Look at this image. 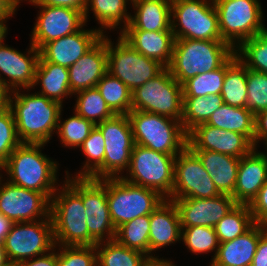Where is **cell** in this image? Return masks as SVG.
I'll use <instances>...</instances> for the list:
<instances>
[{
  "mask_svg": "<svg viewBox=\"0 0 267 266\" xmlns=\"http://www.w3.org/2000/svg\"><path fill=\"white\" fill-rule=\"evenodd\" d=\"M73 96L76 98L74 111L84 119L91 121L94 125L116 115L106 104L96 87L79 91Z\"/></svg>",
  "mask_w": 267,
  "mask_h": 266,
  "instance_id": "cell-34",
  "label": "cell"
},
{
  "mask_svg": "<svg viewBox=\"0 0 267 266\" xmlns=\"http://www.w3.org/2000/svg\"><path fill=\"white\" fill-rule=\"evenodd\" d=\"M21 143L17 135L13 112L7 105L0 112V168Z\"/></svg>",
  "mask_w": 267,
  "mask_h": 266,
  "instance_id": "cell-45",
  "label": "cell"
},
{
  "mask_svg": "<svg viewBox=\"0 0 267 266\" xmlns=\"http://www.w3.org/2000/svg\"><path fill=\"white\" fill-rule=\"evenodd\" d=\"M266 225L255 223L237 238L219 244L216 256L208 266H251L260 235Z\"/></svg>",
  "mask_w": 267,
  "mask_h": 266,
  "instance_id": "cell-24",
  "label": "cell"
},
{
  "mask_svg": "<svg viewBox=\"0 0 267 266\" xmlns=\"http://www.w3.org/2000/svg\"><path fill=\"white\" fill-rule=\"evenodd\" d=\"M220 94L225 104L246 107L247 67L235 53L226 61V74Z\"/></svg>",
  "mask_w": 267,
  "mask_h": 266,
  "instance_id": "cell-31",
  "label": "cell"
},
{
  "mask_svg": "<svg viewBox=\"0 0 267 266\" xmlns=\"http://www.w3.org/2000/svg\"><path fill=\"white\" fill-rule=\"evenodd\" d=\"M62 111L60 112L57 127V137L60 139V143L63 147L79 148L83 142L88 138L90 132L96 127L91 121L84 119L73 111V116H69L67 119H63ZM63 119L64 121H61Z\"/></svg>",
  "mask_w": 267,
  "mask_h": 266,
  "instance_id": "cell-40",
  "label": "cell"
},
{
  "mask_svg": "<svg viewBox=\"0 0 267 266\" xmlns=\"http://www.w3.org/2000/svg\"><path fill=\"white\" fill-rule=\"evenodd\" d=\"M44 146L46 143H21L0 172L6 173L10 183L44 193L51 200L59 185V163L41 152Z\"/></svg>",
  "mask_w": 267,
  "mask_h": 266,
  "instance_id": "cell-3",
  "label": "cell"
},
{
  "mask_svg": "<svg viewBox=\"0 0 267 266\" xmlns=\"http://www.w3.org/2000/svg\"><path fill=\"white\" fill-rule=\"evenodd\" d=\"M248 206L254 222L267 226V181Z\"/></svg>",
  "mask_w": 267,
  "mask_h": 266,
  "instance_id": "cell-48",
  "label": "cell"
},
{
  "mask_svg": "<svg viewBox=\"0 0 267 266\" xmlns=\"http://www.w3.org/2000/svg\"><path fill=\"white\" fill-rule=\"evenodd\" d=\"M16 10L11 6L9 0H0V20L8 21L15 15Z\"/></svg>",
  "mask_w": 267,
  "mask_h": 266,
  "instance_id": "cell-54",
  "label": "cell"
},
{
  "mask_svg": "<svg viewBox=\"0 0 267 266\" xmlns=\"http://www.w3.org/2000/svg\"><path fill=\"white\" fill-rule=\"evenodd\" d=\"M106 35L103 34L102 38L87 53L68 68L72 95L96 87L107 73Z\"/></svg>",
  "mask_w": 267,
  "mask_h": 266,
  "instance_id": "cell-21",
  "label": "cell"
},
{
  "mask_svg": "<svg viewBox=\"0 0 267 266\" xmlns=\"http://www.w3.org/2000/svg\"><path fill=\"white\" fill-rule=\"evenodd\" d=\"M8 21H1L0 20V43L5 40L7 37L6 35L8 34V26L7 23Z\"/></svg>",
  "mask_w": 267,
  "mask_h": 266,
  "instance_id": "cell-57",
  "label": "cell"
},
{
  "mask_svg": "<svg viewBox=\"0 0 267 266\" xmlns=\"http://www.w3.org/2000/svg\"><path fill=\"white\" fill-rule=\"evenodd\" d=\"M260 142L267 144V109L255 115L254 148H260Z\"/></svg>",
  "mask_w": 267,
  "mask_h": 266,
  "instance_id": "cell-49",
  "label": "cell"
},
{
  "mask_svg": "<svg viewBox=\"0 0 267 266\" xmlns=\"http://www.w3.org/2000/svg\"><path fill=\"white\" fill-rule=\"evenodd\" d=\"M234 53L248 69L267 74V30L243 41Z\"/></svg>",
  "mask_w": 267,
  "mask_h": 266,
  "instance_id": "cell-41",
  "label": "cell"
},
{
  "mask_svg": "<svg viewBox=\"0 0 267 266\" xmlns=\"http://www.w3.org/2000/svg\"><path fill=\"white\" fill-rule=\"evenodd\" d=\"M98 266H139L145 254L120 245L115 240L98 242L96 245Z\"/></svg>",
  "mask_w": 267,
  "mask_h": 266,
  "instance_id": "cell-39",
  "label": "cell"
},
{
  "mask_svg": "<svg viewBox=\"0 0 267 266\" xmlns=\"http://www.w3.org/2000/svg\"><path fill=\"white\" fill-rule=\"evenodd\" d=\"M132 110L144 111L181 121L183 114V90L164 68L132 92Z\"/></svg>",
  "mask_w": 267,
  "mask_h": 266,
  "instance_id": "cell-11",
  "label": "cell"
},
{
  "mask_svg": "<svg viewBox=\"0 0 267 266\" xmlns=\"http://www.w3.org/2000/svg\"><path fill=\"white\" fill-rule=\"evenodd\" d=\"M226 74V62L211 72L200 73L182 84L183 97L220 94Z\"/></svg>",
  "mask_w": 267,
  "mask_h": 266,
  "instance_id": "cell-43",
  "label": "cell"
},
{
  "mask_svg": "<svg viewBox=\"0 0 267 266\" xmlns=\"http://www.w3.org/2000/svg\"><path fill=\"white\" fill-rule=\"evenodd\" d=\"M89 234L97 241H112L115 238V227L110 217L87 216Z\"/></svg>",
  "mask_w": 267,
  "mask_h": 266,
  "instance_id": "cell-47",
  "label": "cell"
},
{
  "mask_svg": "<svg viewBox=\"0 0 267 266\" xmlns=\"http://www.w3.org/2000/svg\"><path fill=\"white\" fill-rule=\"evenodd\" d=\"M267 181V159L258 148L240 158L232 195L237 204L249 205Z\"/></svg>",
  "mask_w": 267,
  "mask_h": 266,
  "instance_id": "cell-22",
  "label": "cell"
},
{
  "mask_svg": "<svg viewBox=\"0 0 267 266\" xmlns=\"http://www.w3.org/2000/svg\"><path fill=\"white\" fill-rule=\"evenodd\" d=\"M139 266H176L169 258H159V255H145Z\"/></svg>",
  "mask_w": 267,
  "mask_h": 266,
  "instance_id": "cell-53",
  "label": "cell"
},
{
  "mask_svg": "<svg viewBox=\"0 0 267 266\" xmlns=\"http://www.w3.org/2000/svg\"><path fill=\"white\" fill-rule=\"evenodd\" d=\"M127 115L135 144L169 155H178L187 146L181 121L137 110Z\"/></svg>",
  "mask_w": 267,
  "mask_h": 266,
  "instance_id": "cell-5",
  "label": "cell"
},
{
  "mask_svg": "<svg viewBox=\"0 0 267 266\" xmlns=\"http://www.w3.org/2000/svg\"><path fill=\"white\" fill-rule=\"evenodd\" d=\"M4 41L0 43V88L7 93L32 90L39 50L30 43L27 53H22Z\"/></svg>",
  "mask_w": 267,
  "mask_h": 266,
  "instance_id": "cell-16",
  "label": "cell"
},
{
  "mask_svg": "<svg viewBox=\"0 0 267 266\" xmlns=\"http://www.w3.org/2000/svg\"><path fill=\"white\" fill-rule=\"evenodd\" d=\"M176 156L134 144L129 168L121 178L154 189L167 199L173 191Z\"/></svg>",
  "mask_w": 267,
  "mask_h": 266,
  "instance_id": "cell-9",
  "label": "cell"
},
{
  "mask_svg": "<svg viewBox=\"0 0 267 266\" xmlns=\"http://www.w3.org/2000/svg\"><path fill=\"white\" fill-rule=\"evenodd\" d=\"M181 241L188 251L193 254H208L212 255V260L216 256L219 240L213 227L206 226H193V227H181Z\"/></svg>",
  "mask_w": 267,
  "mask_h": 266,
  "instance_id": "cell-42",
  "label": "cell"
},
{
  "mask_svg": "<svg viewBox=\"0 0 267 266\" xmlns=\"http://www.w3.org/2000/svg\"><path fill=\"white\" fill-rule=\"evenodd\" d=\"M251 266H267V229L260 235Z\"/></svg>",
  "mask_w": 267,
  "mask_h": 266,
  "instance_id": "cell-52",
  "label": "cell"
},
{
  "mask_svg": "<svg viewBox=\"0 0 267 266\" xmlns=\"http://www.w3.org/2000/svg\"><path fill=\"white\" fill-rule=\"evenodd\" d=\"M65 173L64 183L58 185L50 201L55 245L95 246L98 242L88 232L82 203L81 177H73L68 170Z\"/></svg>",
  "mask_w": 267,
  "mask_h": 266,
  "instance_id": "cell-1",
  "label": "cell"
},
{
  "mask_svg": "<svg viewBox=\"0 0 267 266\" xmlns=\"http://www.w3.org/2000/svg\"><path fill=\"white\" fill-rule=\"evenodd\" d=\"M181 229L176 205L173 201L165 199L150 214L149 255H155L158 249L172 243L181 242Z\"/></svg>",
  "mask_w": 267,
  "mask_h": 266,
  "instance_id": "cell-23",
  "label": "cell"
},
{
  "mask_svg": "<svg viewBox=\"0 0 267 266\" xmlns=\"http://www.w3.org/2000/svg\"><path fill=\"white\" fill-rule=\"evenodd\" d=\"M40 85L37 91L48 99L59 102L61 105L64 99L73 97L69 85L68 68L53 64L46 60H38L35 70L34 87ZM69 96V97H68Z\"/></svg>",
  "mask_w": 267,
  "mask_h": 266,
  "instance_id": "cell-28",
  "label": "cell"
},
{
  "mask_svg": "<svg viewBox=\"0 0 267 266\" xmlns=\"http://www.w3.org/2000/svg\"><path fill=\"white\" fill-rule=\"evenodd\" d=\"M81 198L87 216L110 217L106 178L81 177Z\"/></svg>",
  "mask_w": 267,
  "mask_h": 266,
  "instance_id": "cell-38",
  "label": "cell"
},
{
  "mask_svg": "<svg viewBox=\"0 0 267 266\" xmlns=\"http://www.w3.org/2000/svg\"><path fill=\"white\" fill-rule=\"evenodd\" d=\"M33 6H57L85 12L87 0H39Z\"/></svg>",
  "mask_w": 267,
  "mask_h": 266,
  "instance_id": "cell-51",
  "label": "cell"
},
{
  "mask_svg": "<svg viewBox=\"0 0 267 266\" xmlns=\"http://www.w3.org/2000/svg\"><path fill=\"white\" fill-rule=\"evenodd\" d=\"M116 42L114 44L106 36L107 72L122 81L132 92L165 68L158 61L137 52L120 35Z\"/></svg>",
  "mask_w": 267,
  "mask_h": 266,
  "instance_id": "cell-10",
  "label": "cell"
},
{
  "mask_svg": "<svg viewBox=\"0 0 267 266\" xmlns=\"http://www.w3.org/2000/svg\"><path fill=\"white\" fill-rule=\"evenodd\" d=\"M3 246L12 266L48 253L55 248L51 219L13 223Z\"/></svg>",
  "mask_w": 267,
  "mask_h": 266,
  "instance_id": "cell-12",
  "label": "cell"
},
{
  "mask_svg": "<svg viewBox=\"0 0 267 266\" xmlns=\"http://www.w3.org/2000/svg\"><path fill=\"white\" fill-rule=\"evenodd\" d=\"M55 248L57 266H98L95 246L55 245Z\"/></svg>",
  "mask_w": 267,
  "mask_h": 266,
  "instance_id": "cell-46",
  "label": "cell"
},
{
  "mask_svg": "<svg viewBox=\"0 0 267 266\" xmlns=\"http://www.w3.org/2000/svg\"><path fill=\"white\" fill-rule=\"evenodd\" d=\"M212 178L220 194L232 196L237 180L240 158L207 150H192Z\"/></svg>",
  "mask_w": 267,
  "mask_h": 266,
  "instance_id": "cell-27",
  "label": "cell"
},
{
  "mask_svg": "<svg viewBox=\"0 0 267 266\" xmlns=\"http://www.w3.org/2000/svg\"><path fill=\"white\" fill-rule=\"evenodd\" d=\"M223 102L221 94L207 96L183 97V114L181 124L186 133L195 126L206 123L210 116L219 109Z\"/></svg>",
  "mask_w": 267,
  "mask_h": 266,
  "instance_id": "cell-32",
  "label": "cell"
},
{
  "mask_svg": "<svg viewBox=\"0 0 267 266\" xmlns=\"http://www.w3.org/2000/svg\"><path fill=\"white\" fill-rule=\"evenodd\" d=\"M246 108L254 115L267 109V74L247 68Z\"/></svg>",
  "mask_w": 267,
  "mask_h": 266,
  "instance_id": "cell-44",
  "label": "cell"
},
{
  "mask_svg": "<svg viewBox=\"0 0 267 266\" xmlns=\"http://www.w3.org/2000/svg\"><path fill=\"white\" fill-rule=\"evenodd\" d=\"M176 205L181 227L215 225L237 204L232 196L220 194L211 198L168 199Z\"/></svg>",
  "mask_w": 267,
  "mask_h": 266,
  "instance_id": "cell-18",
  "label": "cell"
},
{
  "mask_svg": "<svg viewBox=\"0 0 267 266\" xmlns=\"http://www.w3.org/2000/svg\"><path fill=\"white\" fill-rule=\"evenodd\" d=\"M2 175L0 172V213L13 223L51 219V200L44 193L14 185Z\"/></svg>",
  "mask_w": 267,
  "mask_h": 266,
  "instance_id": "cell-15",
  "label": "cell"
},
{
  "mask_svg": "<svg viewBox=\"0 0 267 266\" xmlns=\"http://www.w3.org/2000/svg\"><path fill=\"white\" fill-rule=\"evenodd\" d=\"M52 40L39 49V60H46L56 65L69 68L87 53L103 36L96 29H84Z\"/></svg>",
  "mask_w": 267,
  "mask_h": 266,
  "instance_id": "cell-20",
  "label": "cell"
},
{
  "mask_svg": "<svg viewBox=\"0 0 267 266\" xmlns=\"http://www.w3.org/2000/svg\"><path fill=\"white\" fill-rule=\"evenodd\" d=\"M220 195L198 156L186 146L176 157L172 194L167 199L211 198Z\"/></svg>",
  "mask_w": 267,
  "mask_h": 266,
  "instance_id": "cell-14",
  "label": "cell"
},
{
  "mask_svg": "<svg viewBox=\"0 0 267 266\" xmlns=\"http://www.w3.org/2000/svg\"><path fill=\"white\" fill-rule=\"evenodd\" d=\"M107 202L115 227L150 215L166 199L158 191L132 184L121 177L106 178Z\"/></svg>",
  "mask_w": 267,
  "mask_h": 266,
  "instance_id": "cell-7",
  "label": "cell"
},
{
  "mask_svg": "<svg viewBox=\"0 0 267 266\" xmlns=\"http://www.w3.org/2000/svg\"><path fill=\"white\" fill-rule=\"evenodd\" d=\"M40 10L34 23L30 43L38 50L46 43L73 34L86 26L84 13L80 10L36 6Z\"/></svg>",
  "mask_w": 267,
  "mask_h": 266,
  "instance_id": "cell-17",
  "label": "cell"
},
{
  "mask_svg": "<svg viewBox=\"0 0 267 266\" xmlns=\"http://www.w3.org/2000/svg\"><path fill=\"white\" fill-rule=\"evenodd\" d=\"M8 105V93L0 91V112Z\"/></svg>",
  "mask_w": 267,
  "mask_h": 266,
  "instance_id": "cell-58",
  "label": "cell"
},
{
  "mask_svg": "<svg viewBox=\"0 0 267 266\" xmlns=\"http://www.w3.org/2000/svg\"><path fill=\"white\" fill-rule=\"evenodd\" d=\"M233 54L234 49L222 40L175 39L167 68L182 85L200 73L220 68Z\"/></svg>",
  "mask_w": 267,
  "mask_h": 266,
  "instance_id": "cell-4",
  "label": "cell"
},
{
  "mask_svg": "<svg viewBox=\"0 0 267 266\" xmlns=\"http://www.w3.org/2000/svg\"><path fill=\"white\" fill-rule=\"evenodd\" d=\"M96 127L105 140L103 179L122 177L129 168L135 144L128 115H115L100 122Z\"/></svg>",
  "mask_w": 267,
  "mask_h": 266,
  "instance_id": "cell-13",
  "label": "cell"
},
{
  "mask_svg": "<svg viewBox=\"0 0 267 266\" xmlns=\"http://www.w3.org/2000/svg\"><path fill=\"white\" fill-rule=\"evenodd\" d=\"M0 266H12L9 262L4 246L0 244Z\"/></svg>",
  "mask_w": 267,
  "mask_h": 266,
  "instance_id": "cell-56",
  "label": "cell"
},
{
  "mask_svg": "<svg viewBox=\"0 0 267 266\" xmlns=\"http://www.w3.org/2000/svg\"><path fill=\"white\" fill-rule=\"evenodd\" d=\"M96 88L116 115H127L132 110V91L118 78L107 72Z\"/></svg>",
  "mask_w": 267,
  "mask_h": 266,
  "instance_id": "cell-36",
  "label": "cell"
},
{
  "mask_svg": "<svg viewBox=\"0 0 267 266\" xmlns=\"http://www.w3.org/2000/svg\"><path fill=\"white\" fill-rule=\"evenodd\" d=\"M134 15L123 30L172 31L171 0H132Z\"/></svg>",
  "mask_w": 267,
  "mask_h": 266,
  "instance_id": "cell-26",
  "label": "cell"
},
{
  "mask_svg": "<svg viewBox=\"0 0 267 266\" xmlns=\"http://www.w3.org/2000/svg\"><path fill=\"white\" fill-rule=\"evenodd\" d=\"M206 124L242 134L254 146L255 115L246 107H234L224 103L214 111Z\"/></svg>",
  "mask_w": 267,
  "mask_h": 266,
  "instance_id": "cell-30",
  "label": "cell"
},
{
  "mask_svg": "<svg viewBox=\"0 0 267 266\" xmlns=\"http://www.w3.org/2000/svg\"><path fill=\"white\" fill-rule=\"evenodd\" d=\"M187 146L191 150H207L241 158L248 154L253 144L242 134L199 124L187 133Z\"/></svg>",
  "mask_w": 267,
  "mask_h": 266,
  "instance_id": "cell-19",
  "label": "cell"
},
{
  "mask_svg": "<svg viewBox=\"0 0 267 266\" xmlns=\"http://www.w3.org/2000/svg\"><path fill=\"white\" fill-rule=\"evenodd\" d=\"M79 148L87 160L84 161L85 163L83 162L81 170H78L73 177L103 179L105 140L101 131L95 127Z\"/></svg>",
  "mask_w": 267,
  "mask_h": 266,
  "instance_id": "cell-33",
  "label": "cell"
},
{
  "mask_svg": "<svg viewBox=\"0 0 267 266\" xmlns=\"http://www.w3.org/2000/svg\"><path fill=\"white\" fill-rule=\"evenodd\" d=\"M29 91L31 89L8 93V106L14 115L18 138L22 143H50L64 106Z\"/></svg>",
  "mask_w": 267,
  "mask_h": 266,
  "instance_id": "cell-2",
  "label": "cell"
},
{
  "mask_svg": "<svg viewBox=\"0 0 267 266\" xmlns=\"http://www.w3.org/2000/svg\"><path fill=\"white\" fill-rule=\"evenodd\" d=\"M150 215L137 217L116 228L114 240L149 255Z\"/></svg>",
  "mask_w": 267,
  "mask_h": 266,
  "instance_id": "cell-35",
  "label": "cell"
},
{
  "mask_svg": "<svg viewBox=\"0 0 267 266\" xmlns=\"http://www.w3.org/2000/svg\"><path fill=\"white\" fill-rule=\"evenodd\" d=\"M137 52L167 68L172 59L175 38L172 31L122 30L118 33Z\"/></svg>",
  "mask_w": 267,
  "mask_h": 266,
  "instance_id": "cell-25",
  "label": "cell"
},
{
  "mask_svg": "<svg viewBox=\"0 0 267 266\" xmlns=\"http://www.w3.org/2000/svg\"><path fill=\"white\" fill-rule=\"evenodd\" d=\"M15 266H57V252L56 248L48 253L34 258L22 261Z\"/></svg>",
  "mask_w": 267,
  "mask_h": 266,
  "instance_id": "cell-50",
  "label": "cell"
},
{
  "mask_svg": "<svg viewBox=\"0 0 267 266\" xmlns=\"http://www.w3.org/2000/svg\"><path fill=\"white\" fill-rule=\"evenodd\" d=\"M264 145H265V149H266L265 151H266V152L263 151L262 153L265 155V157H266V159H267V144H264Z\"/></svg>",
  "mask_w": 267,
  "mask_h": 266,
  "instance_id": "cell-60",
  "label": "cell"
},
{
  "mask_svg": "<svg viewBox=\"0 0 267 266\" xmlns=\"http://www.w3.org/2000/svg\"><path fill=\"white\" fill-rule=\"evenodd\" d=\"M11 3V6L17 11V8H19V6L21 5L20 3H22L23 1H27L29 2V4H36L38 3L39 0H9Z\"/></svg>",
  "mask_w": 267,
  "mask_h": 266,
  "instance_id": "cell-59",
  "label": "cell"
},
{
  "mask_svg": "<svg viewBox=\"0 0 267 266\" xmlns=\"http://www.w3.org/2000/svg\"><path fill=\"white\" fill-rule=\"evenodd\" d=\"M175 39L222 40L213 0H171Z\"/></svg>",
  "mask_w": 267,
  "mask_h": 266,
  "instance_id": "cell-8",
  "label": "cell"
},
{
  "mask_svg": "<svg viewBox=\"0 0 267 266\" xmlns=\"http://www.w3.org/2000/svg\"><path fill=\"white\" fill-rule=\"evenodd\" d=\"M255 224L248 205L236 204L214 227L219 243L243 235Z\"/></svg>",
  "mask_w": 267,
  "mask_h": 266,
  "instance_id": "cell-37",
  "label": "cell"
},
{
  "mask_svg": "<svg viewBox=\"0 0 267 266\" xmlns=\"http://www.w3.org/2000/svg\"><path fill=\"white\" fill-rule=\"evenodd\" d=\"M222 41L234 50L267 30L260 0H213Z\"/></svg>",
  "mask_w": 267,
  "mask_h": 266,
  "instance_id": "cell-6",
  "label": "cell"
},
{
  "mask_svg": "<svg viewBox=\"0 0 267 266\" xmlns=\"http://www.w3.org/2000/svg\"><path fill=\"white\" fill-rule=\"evenodd\" d=\"M13 222L0 213V244L3 245L6 236L9 234Z\"/></svg>",
  "mask_w": 267,
  "mask_h": 266,
  "instance_id": "cell-55",
  "label": "cell"
},
{
  "mask_svg": "<svg viewBox=\"0 0 267 266\" xmlns=\"http://www.w3.org/2000/svg\"><path fill=\"white\" fill-rule=\"evenodd\" d=\"M130 1V2H129ZM132 0H87L84 12V20L87 24L89 10L92 11L97 24V28L102 34L104 30H118L121 32L129 23L131 13L127 10L128 3ZM128 11V12H127Z\"/></svg>",
  "mask_w": 267,
  "mask_h": 266,
  "instance_id": "cell-29",
  "label": "cell"
}]
</instances>
